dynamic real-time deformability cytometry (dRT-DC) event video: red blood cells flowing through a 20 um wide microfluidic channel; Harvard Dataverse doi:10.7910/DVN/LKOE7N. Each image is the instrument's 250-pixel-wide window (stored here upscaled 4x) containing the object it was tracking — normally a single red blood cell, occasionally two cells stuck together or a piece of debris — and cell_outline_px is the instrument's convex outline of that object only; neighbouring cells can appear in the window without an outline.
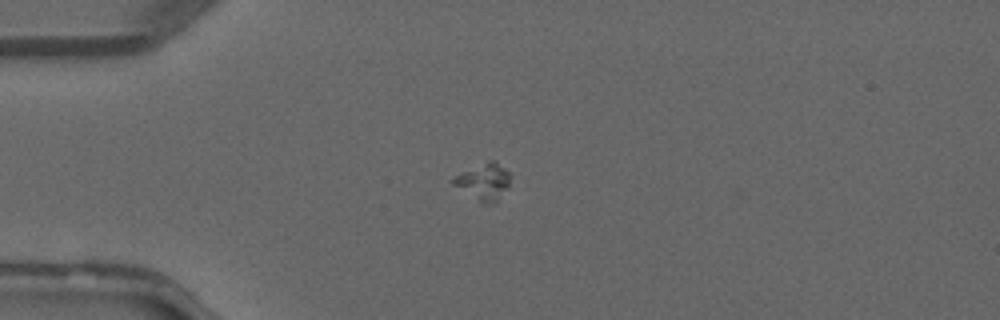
{"species": "common noctule bat (a hibernating species)", "species_latin": "Nyctalus noctula", "temperature_condition": "warm", "stored_images_in_passage": 3, "camera_frame_rate_fps": 3000, "um_per_image_px": 0.085, "animal": {"sex": "male", "forearm_length_mm": 52.5}, "frame": {"image": 1, "passage_image": 3, "time_ms": 2.667, "image_size_px": [1000, 320], "cell_outline_px": [[508, 184], [496, 200], [492, 204], [484, 204], [476, 200], [452, 184], [452, 176], [488, 160], [492, 160], [508, 172]], "centroid_in_image_um": [41.03, 15.44], "position_along_channel_um": 44.0, "area_um2": 11.73}}